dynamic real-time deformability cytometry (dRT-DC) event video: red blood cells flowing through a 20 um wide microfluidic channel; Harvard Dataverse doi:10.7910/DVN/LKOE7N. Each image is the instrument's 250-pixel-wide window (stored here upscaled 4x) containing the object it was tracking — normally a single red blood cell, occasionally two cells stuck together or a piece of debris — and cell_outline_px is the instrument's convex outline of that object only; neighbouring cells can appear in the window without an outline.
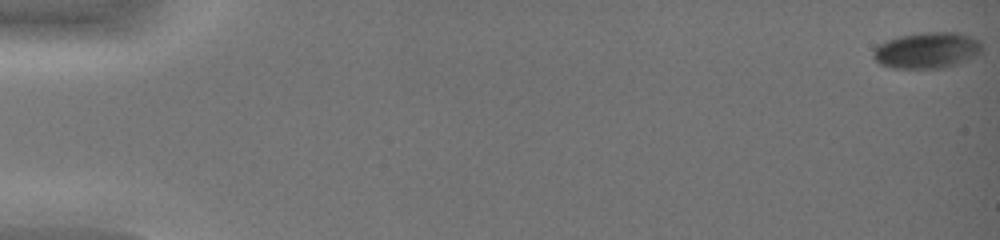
{"species": "common noctule bat (a hibernating species)", "species_latin": "Nyctalus noctula", "temperature_condition": "warm", "stored_images_in_passage": 47, "camera_frame_rate_fps": 3000, "um_per_image_px": 0.085, "animal": {"sex": "female", "body_mass_g": 19.0, "forearm_length_mm": 51.5}, "frame": {"image": 1, "passage_image": 1, "time_ms": 0.0, "image_size_px": [1000, 240], "cell_outline_px": [[984, 48], [976, 56], [968, 60], [956, 64], [940, 68], [892, 68], [880, 64], [872, 56], [872, 52], [880, 44], [888, 40], [900, 36], [928, 32], [956, 32], [980, 40]], "centroid_in_image_um": [78.82, 4.28], "position_along_channel_um": 6.2, "area_um2": 22.77}}
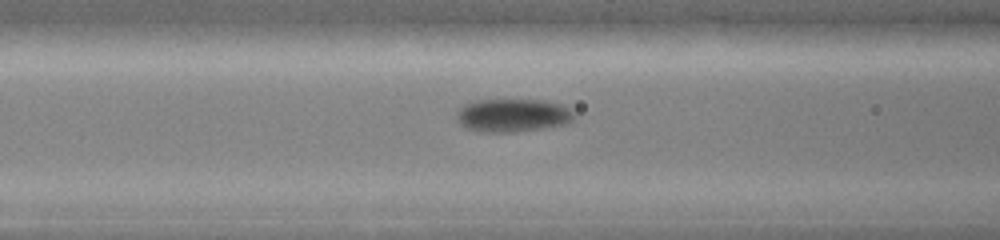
{"frame": {"image": 2, "passage_image": 22, "time_ms": 7.0, "image_size_px": [1000, 240], "cell_outline_px": [[576, 116], [568, 124], [516, 132], [480, 132], [464, 128], [460, 124], [456, 116], [456, 112], [464, 104], [472, 100], [544, 100], [564, 104]], "centroid_in_image_um": [43.57, 9.8], "position_along_channel_um": 123.0, "area_um2": 23.06}}
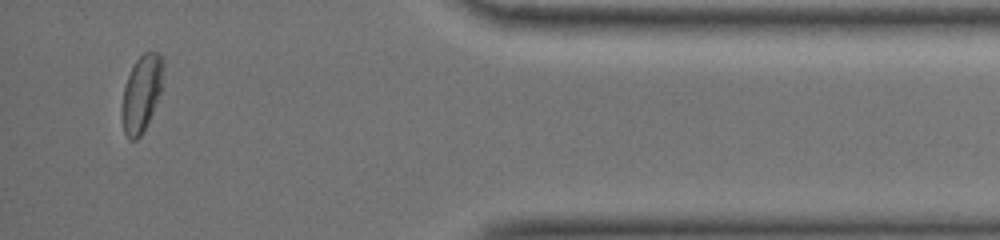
{"frame": {"image": 3, "passage_image": 45, "time_ms": 14.667, "image_size_px": [1000, 240], "cell_outline_px": [[164, 60], [160, 92], [152, 112], [140, 136], [136, 140], [128, 140], [124, 132], [120, 112], [120, 108], [124, 88], [128, 76], [136, 60], [148, 48], [156, 52]], "centroid_in_image_um": [12.0, 7.92], "position_along_channel_um": 423.2, "area_um2": 18.44}, "authors_computed_cell_mechanics": {"area_um2": 22.0218, "velocity_mm_per_s": 4.2877, "shape_relaxation_time_tau1_ms": 6.5571, "shape_relaxation_time_tau2_ms": 1.4127, "deformation_change_tau1": 0.1268, "deformation_change_tau2": 0.0317}}